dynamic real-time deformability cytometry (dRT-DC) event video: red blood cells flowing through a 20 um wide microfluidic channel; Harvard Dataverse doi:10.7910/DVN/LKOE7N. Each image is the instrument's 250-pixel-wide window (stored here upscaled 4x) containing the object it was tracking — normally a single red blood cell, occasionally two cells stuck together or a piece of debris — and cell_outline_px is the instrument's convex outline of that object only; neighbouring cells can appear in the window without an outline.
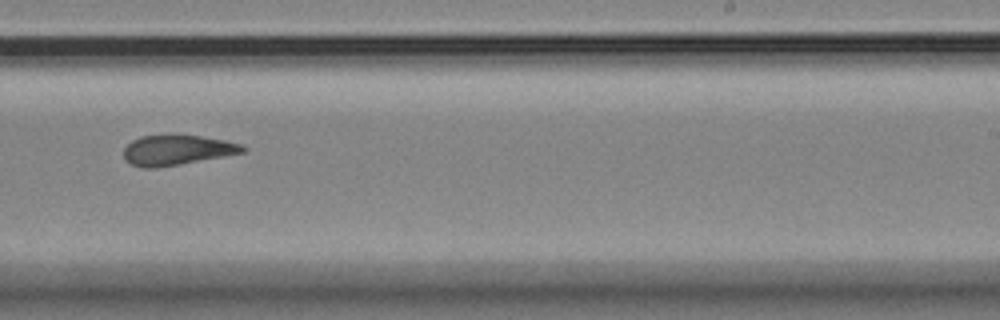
{"species": "Egyptian fruit bat (a non-hibernating species)", "species_latin": "Rousettus aegyptiacus", "temperature_condition": "room temperature", "stored_images_in_passage": 16, "camera_frame_rate_fps": 3000, "um_per_image_px": 0.085, "animal": {"sex": "female"}, "frame": {"image": 1, "passage_image": 10, "time_ms": 10.333, "image_size_px": [1000, 320], "cell_outline_px": [[248, 148], [244, 152], [224, 156], [180, 164], [156, 168], [144, 168], [132, 164], [124, 160], [124, 148], [132, 140], [140, 136], [172, 132], [200, 136], [224, 140], [240, 144]], "centroid_in_image_um": [15.01, 12.72], "position_along_channel_um": 274.0, "area_um2": 21.39}}
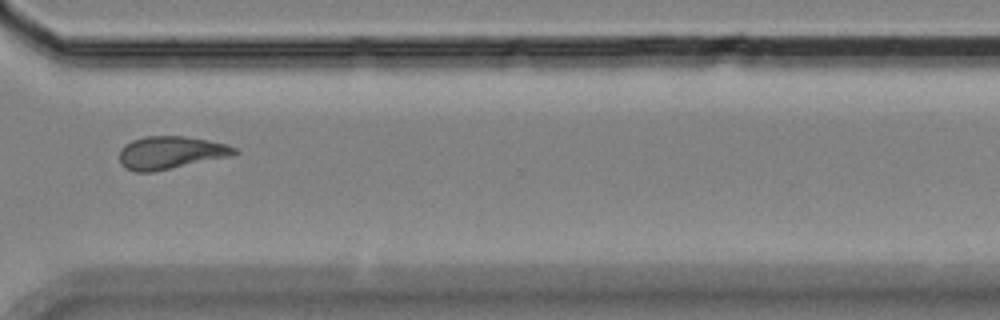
{"frame": {"image": 2, "passage_image": 12, "time_ms": 12.667, "image_size_px": [1000, 320], "cell_outline_px": [[240, 152], [228, 156], [152, 172], [136, 172], [124, 168], [120, 164], [120, 148], [124, 144], [132, 140], [144, 136], [184, 136], [208, 140], [228, 144], [236, 148]], "centroid_in_image_um": [14.46, 12.96], "position_along_channel_um": 356.1, "area_um2": 21.91}, "authors_computed_cell_mechanics": {"area_um2": 22.1663, "velocity_mm_per_s": 3.525, "shape_relaxation_time_tau1_ms": null, "shape_relaxation_time_tau2_ms": 4.0181, "deformation_change_tau1": null, "deformation_change_tau2": 0.1047}}